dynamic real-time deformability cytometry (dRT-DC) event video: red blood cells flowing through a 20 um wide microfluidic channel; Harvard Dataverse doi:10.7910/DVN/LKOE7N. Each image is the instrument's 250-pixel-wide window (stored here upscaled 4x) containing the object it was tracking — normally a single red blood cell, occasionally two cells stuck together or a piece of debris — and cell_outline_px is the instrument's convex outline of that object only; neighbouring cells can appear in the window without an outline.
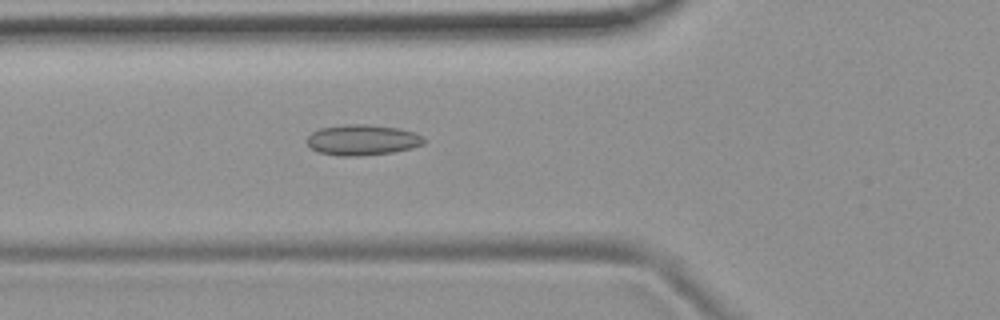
{"species": "common noctule bat (a hibernating species)", "species_latin": "Nyctalus noctula", "temperature_condition": "room temperature", "stored_images_in_passage": 53, "camera_frame_rate_fps": 3000, "um_per_image_px": 0.085, "animal": {"sex": "female", "body_mass_g": 19.9}, "frame": {"image": 1, "passage_image": 19, "time_ms": 6.0, "image_size_px": [1000, 320], "cell_outline_px": [[428, 140], [424, 144], [412, 148], [392, 152], [360, 156], [340, 156], [316, 152], [304, 140], [312, 132], [320, 128], [344, 124], [368, 124], [400, 128], [416, 132], [424, 136]], "centroid_in_image_um": [30.83, 11.89], "position_along_channel_um": 95.0, "area_um2": 21.33}}
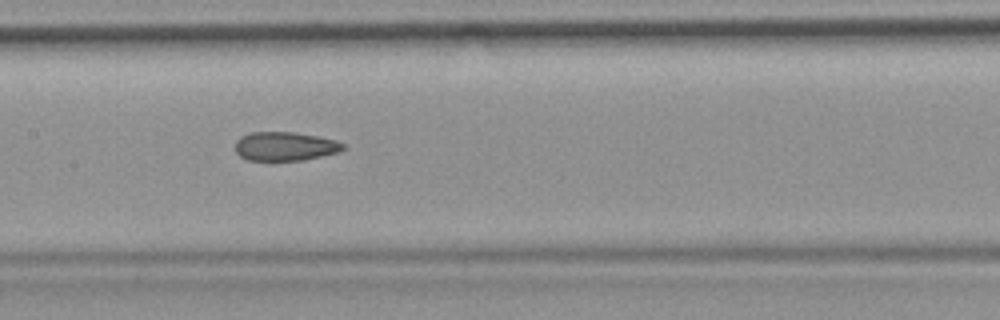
{"frame": {"image": 2, "passage_image": 26, "time_ms": 8.333, "image_size_px": [1000, 320], "cell_outline_px": [[348, 148], [340, 152], [304, 160], [248, 160], [240, 156], [236, 152], [236, 140], [240, 136], [252, 132], [296, 132], [336, 140], [344, 144]], "centroid_in_image_um": [24.26, 12.43], "position_along_channel_um": 183.1, "area_um2": 18.26}}
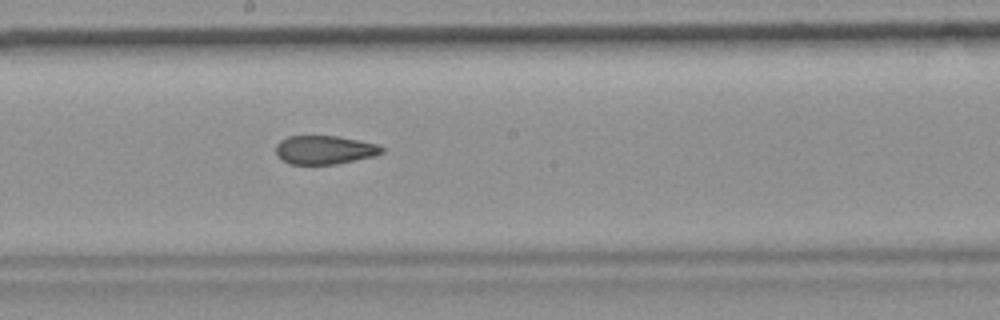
{"frame": {"image": 3, "passage_image": 29, "time_ms": 9.333, "image_size_px": [1000, 320], "cell_outline_px": [[384, 152], [376, 156], [336, 164], [288, 164], [280, 160], [276, 156], [276, 144], [280, 140], [288, 136], [336, 136], [360, 140], [376, 144], [384, 148]], "centroid_in_image_um": [27.57, 12.74], "position_along_channel_um": 220.6, "area_um2": 17.92}, "authors_computed_cell_mechanics": {"area_um2": 19.3052, "velocity_mm_per_s": 3.7677, "shape_relaxation_time_tau1_ms": null, "shape_relaxation_time_tau2_ms": 3.1103, "deformation_change_tau1": null, "deformation_change_tau2": 0.0947}}